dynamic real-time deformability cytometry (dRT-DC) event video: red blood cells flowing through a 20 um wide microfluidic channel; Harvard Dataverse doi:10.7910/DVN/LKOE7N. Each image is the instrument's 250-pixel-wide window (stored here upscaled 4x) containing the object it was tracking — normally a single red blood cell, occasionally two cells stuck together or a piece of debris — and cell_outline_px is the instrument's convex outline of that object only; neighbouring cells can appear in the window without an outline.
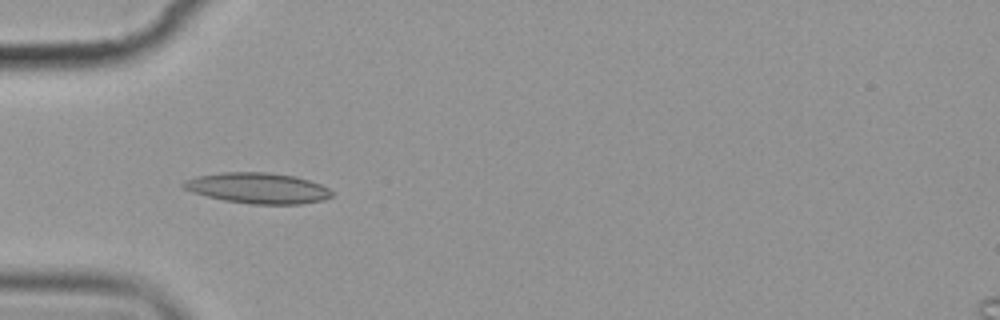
{"species": "common noctule bat (a hibernating species)", "species_latin": "Nyctalus noctula", "temperature_condition": "cold", "stored_images_in_passage": 6, "camera_frame_rate_fps": 3000, "um_per_image_px": 0.085, "animal": {"sex": "female", "body_mass_g": 19.9}, "frame": {"image": 1, "passage_image": 5, "time_ms": 5.0, "image_size_px": [1000, 320], "cell_outline_px": [[332, 196], [324, 200], [300, 204], [252, 204], [224, 200], [192, 192], [184, 188], [180, 184], [184, 180], [196, 176], [224, 172], [268, 172], [296, 176], [320, 184], [328, 188], [332, 192]], "centroid_in_image_um": [21.91, 15.98], "position_along_channel_um": 63.1, "area_um2": 26.53}}
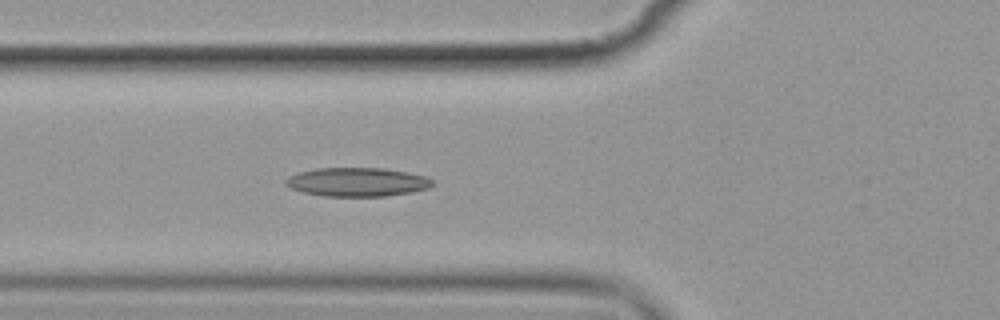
{"frame": {"image": 2, "passage_image": 6, "time_ms": 6.0, "image_size_px": [1000, 320], "cell_outline_px": [[432, 184], [428, 188], [412, 192], [384, 196], [324, 196], [304, 192], [292, 188], [284, 184], [284, 180], [288, 176], [300, 172], [316, 168], [384, 168], [408, 172], [424, 176], [432, 180]], "centroid_in_image_um": [30.34, 15.46], "position_along_channel_um": 95.5, "area_um2": 24.51}}